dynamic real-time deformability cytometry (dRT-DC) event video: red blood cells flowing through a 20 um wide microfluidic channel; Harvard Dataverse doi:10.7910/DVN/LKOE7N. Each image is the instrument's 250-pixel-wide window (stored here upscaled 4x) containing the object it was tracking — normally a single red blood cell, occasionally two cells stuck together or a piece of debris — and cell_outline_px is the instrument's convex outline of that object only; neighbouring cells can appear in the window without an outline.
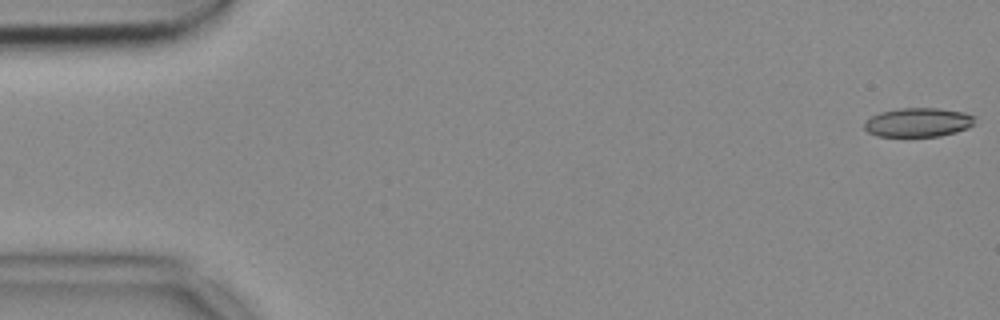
{"species": "common noctule bat (a hibernating species)", "species_latin": "Nyctalus noctula", "temperature_condition": "cold", "stored_images_in_passage": 54, "camera_frame_rate_fps": 3000, "um_per_image_px": 0.085, "animal": {"sex": "female", "body_mass_g": 18.4}, "frame": {"image": 1, "passage_image": 1, "time_ms": 0.0, "image_size_px": [1000, 320], "cell_outline_px": [[976, 124], [968, 128], [956, 132], [940, 136], [876, 136], [868, 132], [864, 128], [864, 124], [872, 116], [880, 112], [900, 108], [940, 108], [964, 112], [976, 116]], "centroid_in_image_um": [78.1, 10.4], "position_along_channel_um": 6.9, "area_um2": 18.84}}
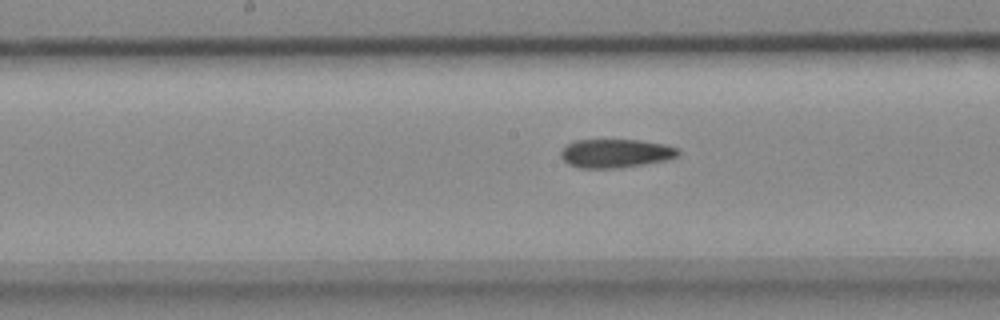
{"frame": {"image": 2, "passage_image": 27, "time_ms": 8.667, "image_size_px": [1000, 320], "cell_outline_px": [[680, 152], [676, 156], [668, 160], [616, 168], [580, 168], [568, 164], [560, 156], [560, 152], [568, 144], [576, 140], [640, 140], [668, 144], [680, 148]], "centroid_in_image_um": [52.37, 13.03], "position_along_channel_um": 195.8, "area_um2": 19.65}}
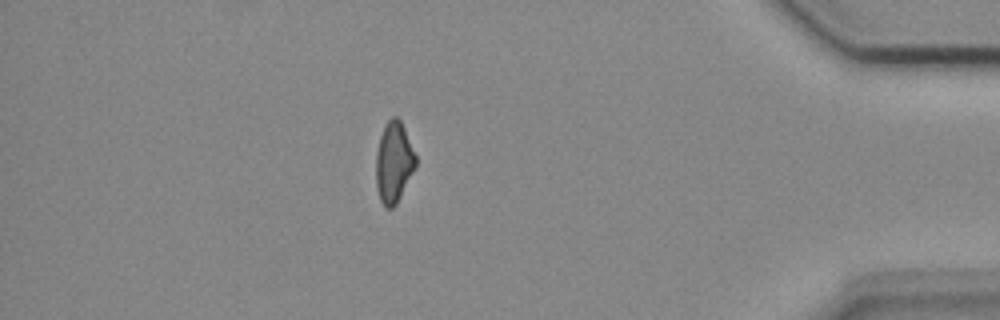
{"frame": {"image": 3, "passage_image": 47, "time_ms": 15.333, "image_size_px": [1000, 320], "cell_outline_px": [[416, 168], [396, 204], [392, 208], [384, 208], [380, 200], [376, 188], [376, 152], [380, 136], [388, 120], [392, 116], [396, 116], [400, 120], [404, 128], [416, 156]], "centroid_in_image_um": [33.47, 13.83], "position_along_channel_um": 401.7, "area_um2": 18.73}, "authors_computed_cell_mechanics": {"area_um2": 19.6231, "velocity_mm_per_s": 3.7349, "shape_relaxation_time_tau1_ms": null, "shape_relaxation_time_tau2_ms": 6.922, "deformation_change_tau1": null, "deformation_change_tau2": 0.1726}}